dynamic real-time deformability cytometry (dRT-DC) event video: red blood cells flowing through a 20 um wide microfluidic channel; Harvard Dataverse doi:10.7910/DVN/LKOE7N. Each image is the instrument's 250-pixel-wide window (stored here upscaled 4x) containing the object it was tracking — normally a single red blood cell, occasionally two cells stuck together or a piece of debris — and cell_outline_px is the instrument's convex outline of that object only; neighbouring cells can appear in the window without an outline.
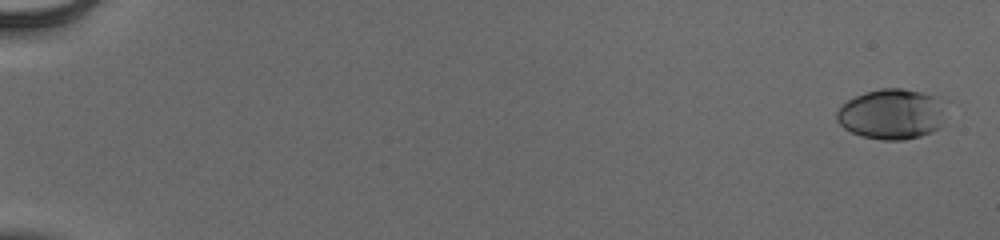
{"species": "human", "species_latin": "Homo sapiens", "temperature_condition": "cold", "stored_images_in_passage": 55, "camera_frame_rate_fps": 3000, "um_per_image_px": 0.085, "donor": {"sex": "male"}, "frame": {"image": 1, "passage_image": 2, "time_ms": 0.333, "image_size_px": [1000, 240], "cell_outline_px": [[940, 128], [932, 132], [920, 136], [904, 140], [880, 140], [860, 136], [844, 128], [836, 120], [836, 112], [848, 100], [864, 92], [880, 88], [900, 88], [940, 96]], "centroid_in_image_um": [75.73, 9.7], "position_along_channel_um": 9.3, "area_um2": 31.73}}
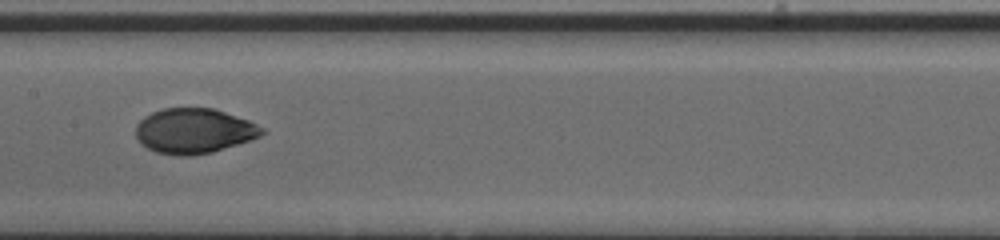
{"frame": {"image": 2, "passage_image": 31, "time_ms": 10.0, "image_size_px": [1000, 240], "cell_outline_px": [[268, 132], [252, 140], [212, 152], [192, 156], [180, 156], [156, 152], [140, 144], [136, 136], [136, 124], [144, 116], [160, 108], [216, 108], [248, 120], [264, 128]], "centroid_in_image_um": [16.5, 11.12], "position_along_channel_um": 190.9, "area_um2": 33.52}}
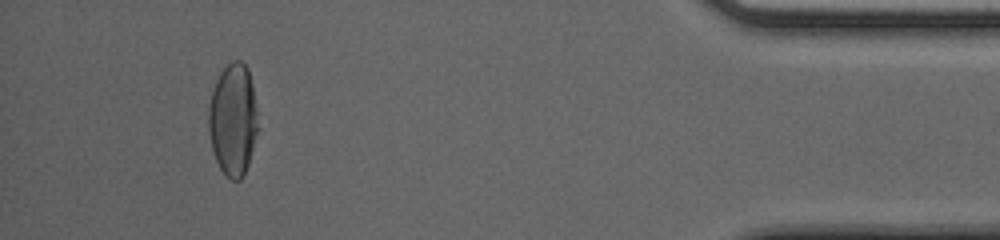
{"frame": {"image": 3, "passage_image": 52, "time_ms": 17.0, "image_size_px": [1000, 240], "cell_outline_px": [[260, 128], [248, 164], [240, 180], [232, 180], [220, 168], [216, 160], [212, 148], [208, 128], [208, 108], [212, 92], [216, 80], [220, 72], [232, 60], [240, 60], [248, 68], [252, 84]], "centroid_in_image_um": [19.83, 10.15], "position_along_channel_um": 415.4, "area_um2": 32.48}, "authors_computed_cell_mechanics": {"area_um2": 32.4836, "velocity_mm_per_s": 3.9437, "shape_relaxation_time_tau1_ms": 4.1637, "shape_relaxation_time_tau2_ms": 0.8157, "deformation_change_tau1": 0.1915, "deformation_change_tau2": 0.0331}}